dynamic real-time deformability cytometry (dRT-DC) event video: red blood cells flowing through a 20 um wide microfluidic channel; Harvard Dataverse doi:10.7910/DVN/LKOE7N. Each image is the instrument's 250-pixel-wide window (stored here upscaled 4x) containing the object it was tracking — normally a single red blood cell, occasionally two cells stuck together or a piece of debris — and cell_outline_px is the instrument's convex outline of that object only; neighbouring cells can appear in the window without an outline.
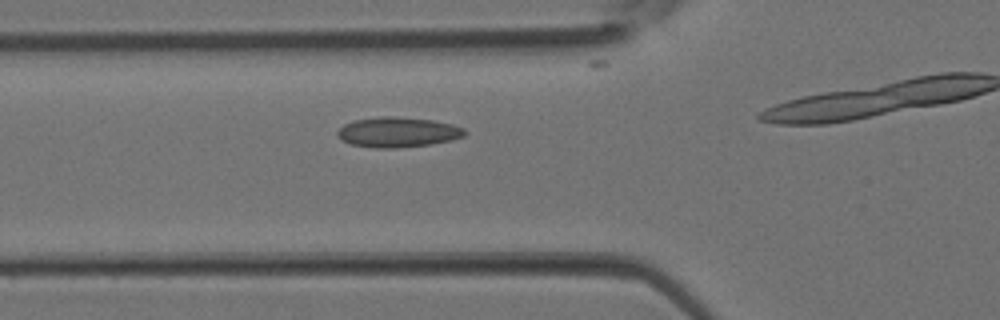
{"species": "Egyptian fruit bat (a non-hibernating species)", "species_latin": "Rousettus aegyptiacus", "temperature_condition": "room temperature", "stored_images_in_passage": 9, "camera_frame_rate_fps": 3000, "um_per_image_px": 0.085, "animal": {"sex": "female"}, "frame": {"image": 1, "passage_image": 6, "time_ms": 1.667, "image_size_px": [1000, 320], "cell_outline_px": [[468, 132], [464, 136], [452, 140], [432, 144], [396, 148], [376, 148], [352, 144], [340, 140], [336, 136], [336, 132], [344, 124], [356, 120], [380, 116], [392, 116], [432, 120], [452, 124], [464, 128]], "centroid_in_image_um": [33.82, 11.24], "position_along_channel_um": 92.0, "area_um2": 22.43}}
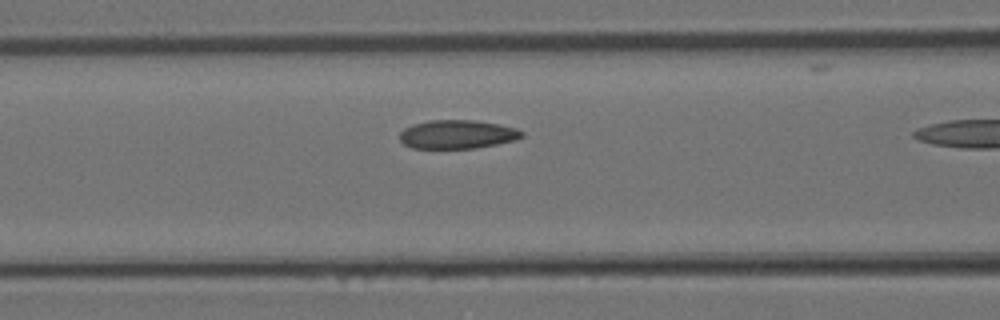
{"frame": {"image": 2, "passage_image": 8, "time_ms": 2.333, "image_size_px": [1000, 320], "cell_outline_px": [[524, 136], [516, 140], [476, 148], [412, 148], [404, 144], [400, 140], [400, 132], [404, 128], [412, 124], [428, 120], [476, 120], [500, 124], [516, 128], [524, 132]], "centroid_in_image_um": [38.88, 11.41], "position_along_channel_um": 127.7, "area_um2": 20.58}}